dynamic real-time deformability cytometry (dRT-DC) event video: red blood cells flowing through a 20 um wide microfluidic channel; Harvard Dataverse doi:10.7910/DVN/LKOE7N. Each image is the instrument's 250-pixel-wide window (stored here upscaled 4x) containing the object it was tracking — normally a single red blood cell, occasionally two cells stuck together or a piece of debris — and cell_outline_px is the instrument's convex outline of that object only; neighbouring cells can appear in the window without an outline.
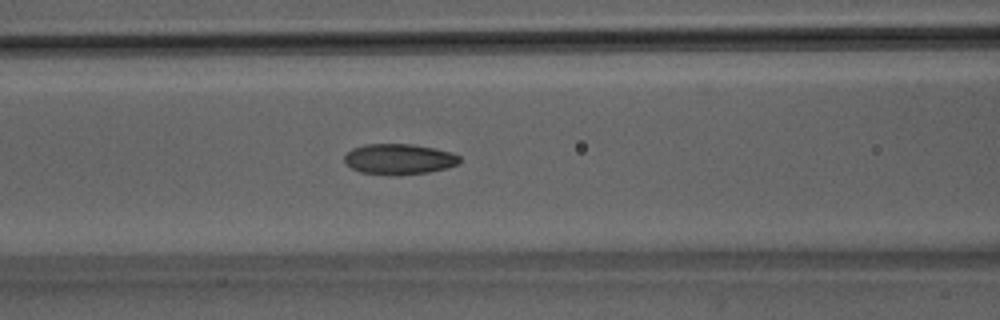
{"species": "Egyptian fruit bat (a non-hibernating species)", "species_latin": "Rousettus aegyptiacus", "temperature_condition": "room temperature", "stored_images_in_passage": 34, "camera_frame_rate_fps": 3000, "um_per_image_px": 0.085, "animal": {"sex": "male"}, "frame": {"image": 1, "passage_image": 5, "time_ms": 1.333, "image_size_px": [1000, 320], "cell_outline_px": [[460, 160], [456, 164], [444, 168], [428, 172], [396, 176], [360, 172], [344, 164], [344, 156], [352, 148], [364, 144], [412, 144], [452, 152], [460, 156]], "centroid_in_image_um": [33.87, 13.53], "position_along_channel_um": 132.7, "area_um2": 20.58}}
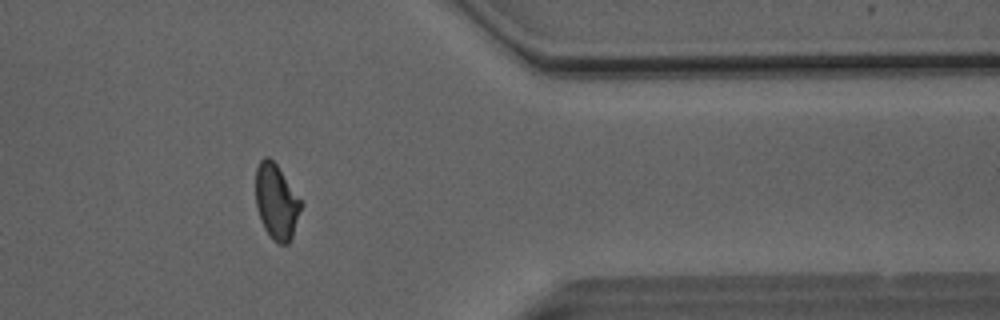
{"frame": {"image": 2, "passage_image": 25, "time_ms": 8.0, "image_size_px": [1000, 320], "cell_outline_px": [[300, 208], [292, 236], [288, 244], [280, 244], [272, 240], [264, 228], [260, 220], [256, 204], [256, 168], [260, 160], [264, 156], [268, 156], [276, 164], [300, 200]], "centroid_in_image_um": [23.45, 17.15], "position_along_channel_um": 388.0, "area_um2": 19.36}}
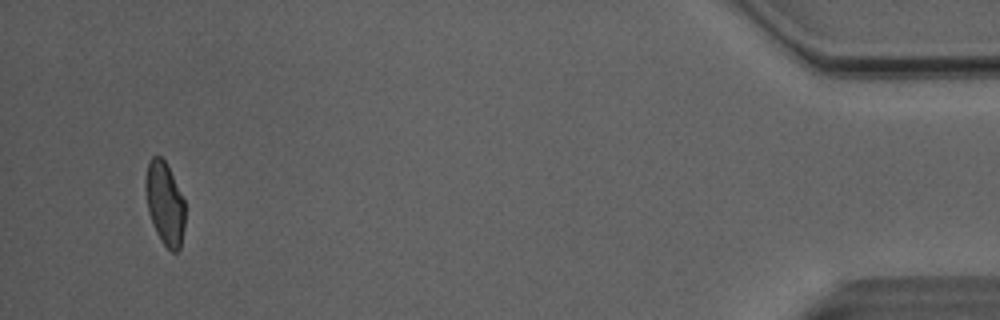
{"frame": {"image": 3, "passage_image": 32, "time_ms": 10.333, "image_size_px": [1000, 320], "cell_outline_px": [[184, 228], [180, 248], [176, 252], [172, 252], [160, 240], [156, 232], [148, 212], [144, 188], [144, 180], [148, 160], [152, 156], [160, 156], [164, 160], [184, 200]], "centroid_in_image_um": [13.97, 17.29], "position_along_channel_um": 421.2, "area_um2": 19.07}}